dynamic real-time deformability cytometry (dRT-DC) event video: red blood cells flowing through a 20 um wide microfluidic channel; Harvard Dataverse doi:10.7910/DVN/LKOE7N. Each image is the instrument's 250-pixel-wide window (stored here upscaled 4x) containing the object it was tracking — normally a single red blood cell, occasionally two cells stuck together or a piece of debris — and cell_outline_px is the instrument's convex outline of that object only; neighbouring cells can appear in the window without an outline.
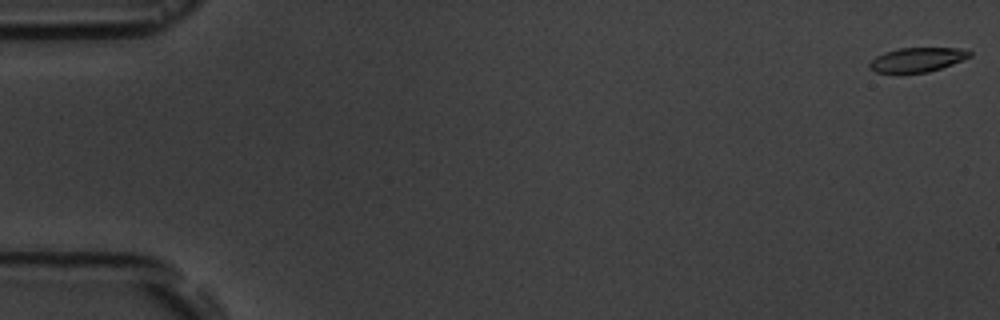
{"species": "common noctule bat (a hibernating species)", "species_latin": "Nyctalus noctula", "temperature_condition": "room temperature", "stored_images_in_passage": 5, "camera_frame_rate_fps": 3000, "um_per_image_px": 0.085, "animal": {"sex": "male", "body_mass_g": 19.5, "forearm_length_mm": 54.6}, "frame": {"image": 1, "passage_image": 1, "time_ms": 0.0, "image_size_px": [1000, 320], "cell_outline_px": [[972, 56], [952, 64], [928, 72], [900, 76], [876, 72], [868, 68], [868, 64], [876, 56], [884, 52], [900, 48], [956, 48], [972, 52]], "centroid_in_image_um": [77.88, 5.12], "position_along_channel_um": 7.1, "area_um2": 14.74}}